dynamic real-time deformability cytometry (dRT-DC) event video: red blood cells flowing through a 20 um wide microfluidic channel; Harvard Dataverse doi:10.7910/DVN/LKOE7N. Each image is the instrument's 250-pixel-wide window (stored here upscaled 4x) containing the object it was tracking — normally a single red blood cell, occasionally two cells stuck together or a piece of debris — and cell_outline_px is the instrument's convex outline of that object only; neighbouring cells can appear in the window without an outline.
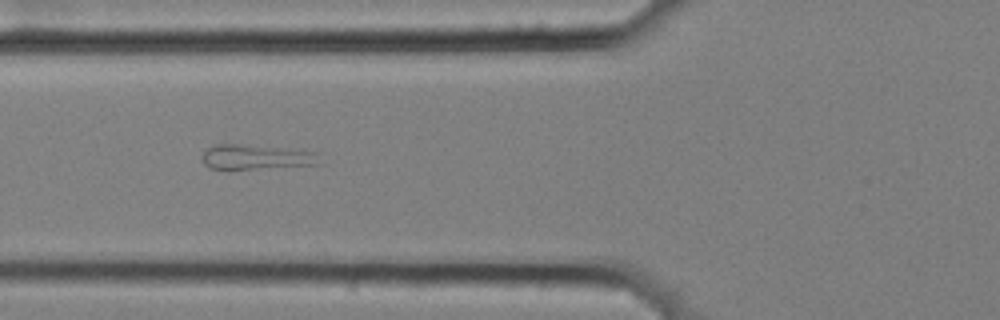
{"species": "common noctule bat (a hibernating species)", "species_latin": "Nyctalus noctula", "temperature_condition": "cold", "stored_images_in_passage": 3, "camera_frame_rate_fps": 3000, "um_per_image_px": 0.085, "animal": {"sex": "female", "body_mass_g": 25.1}, "frame": {"image": 1, "passage_image": 2, "time_ms": 0.333, "image_size_px": [1000, 320], "cell_outline_px": [[324, 164], [228, 172], [208, 168], [204, 164], [200, 156], [208, 148], [216, 144], [240, 144], [316, 152]], "centroid_in_image_um": [21.72, 13.41], "position_along_channel_um": 104.1, "area_um2": 17.92}}
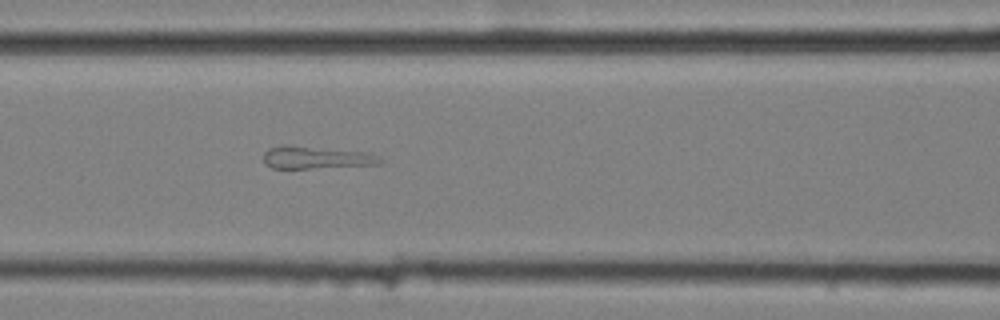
{"frame": {"image": 2, "passage_image": 3, "time_ms": 0.667, "image_size_px": [1000, 320], "cell_outline_px": [[384, 160], [380, 164], [312, 168], [272, 168], [264, 164], [264, 152], [268, 148], [284, 144], [288, 144], [368, 152]], "centroid_in_image_um": [26.84, 13.37], "position_along_channel_um": 139.8, "area_um2": 15.43}}